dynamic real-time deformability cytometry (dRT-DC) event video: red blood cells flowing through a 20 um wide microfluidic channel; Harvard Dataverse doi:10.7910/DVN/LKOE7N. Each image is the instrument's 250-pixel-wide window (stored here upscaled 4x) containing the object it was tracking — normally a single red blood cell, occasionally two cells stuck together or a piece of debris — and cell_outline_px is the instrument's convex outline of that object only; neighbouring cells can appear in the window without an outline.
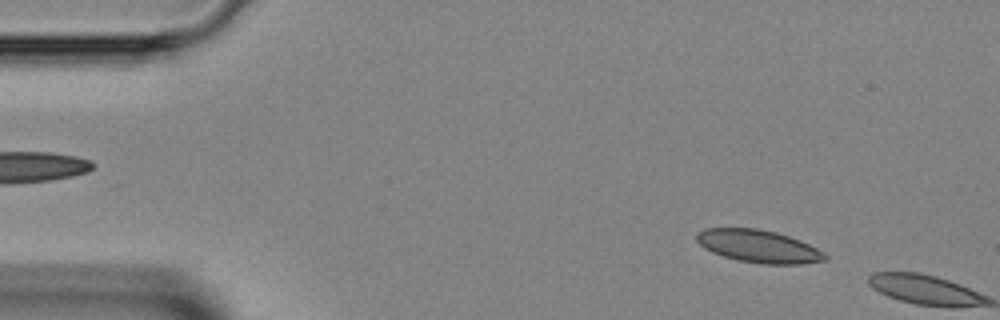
{"species": "Egyptian fruit bat (a non-hibernating species)", "species_latin": "Rousettus aegyptiacus", "temperature_condition": "room temperature", "stored_images_in_passage": 5, "camera_frame_rate_fps": 3000, "um_per_image_px": 0.085, "animal": {"sex": "female"}, "frame": {"image": 1, "passage_image": 4, "time_ms": 1.0, "image_size_px": [1000, 320], "cell_outline_px": [[828, 260], [800, 264], [760, 264], [736, 260], [712, 252], [704, 248], [696, 240], [696, 232], [704, 228], [756, 228], [776, 232], [800, 240], [824, 252], [828, 256]], "centroid_in_image_um": [64.47, 20.93], "position_along_channel_um": 20.5, "area_um2": 24.57}}